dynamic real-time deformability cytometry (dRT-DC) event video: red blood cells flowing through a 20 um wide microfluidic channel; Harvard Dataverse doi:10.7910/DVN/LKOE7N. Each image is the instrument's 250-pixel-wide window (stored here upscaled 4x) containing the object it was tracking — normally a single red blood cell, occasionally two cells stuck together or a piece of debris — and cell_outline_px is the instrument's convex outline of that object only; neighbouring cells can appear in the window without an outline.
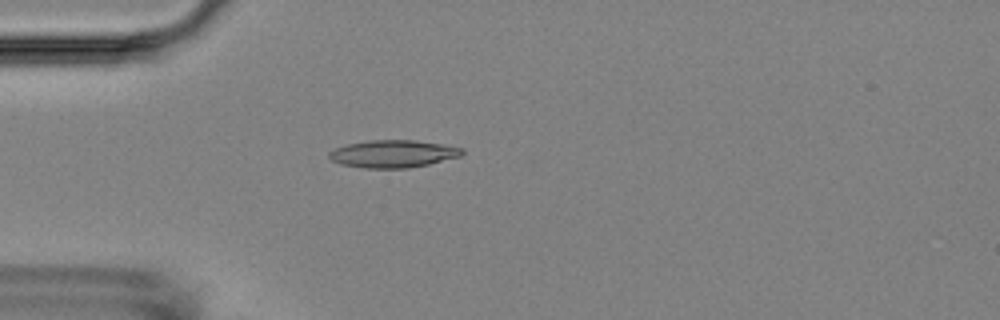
{"species": "Egyptian fruit bat (a non-hibernating species)", "species_latin": "Rousettus aegyptiacus", "temperature_condition": "room temperature", "stored_images_in_passage": 5, "camera_frame_rate_fps": 3000, "um_per_image_px": 0.085, "animal": {"sex": "female"}, "frame": {"image": 1, "passage_image": 5, "time_ms": 4.667, "image_size_px": [1000, 320], "cell_outline_px": [[464, 152], [460, 156], [428, 164], [408, 168], [364, 168], [340, 164], [332, 160], [328, 156], [328, 152], [336, 148], [348, 144], [372, 140], [416, 140], [464, 148]], "centroid_in_image_um": [33.4, 13.07], "position_along_channel_um": 51.6, "area_um2": 21.15}}